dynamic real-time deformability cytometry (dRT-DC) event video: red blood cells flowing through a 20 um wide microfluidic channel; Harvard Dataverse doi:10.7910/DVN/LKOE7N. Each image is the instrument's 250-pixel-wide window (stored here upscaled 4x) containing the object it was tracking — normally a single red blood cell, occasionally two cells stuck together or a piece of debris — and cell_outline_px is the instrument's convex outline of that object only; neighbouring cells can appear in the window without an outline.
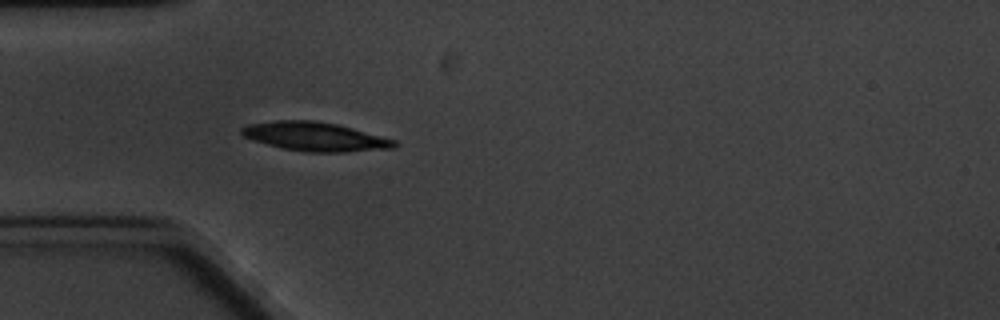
{"species": "common noctule bat (a hibernating species)", "species_latin": "Nyctalus noctula", "temperature_condition": "cold", "stored_images_in_passage": 1, "camera_frame_rate_fps": 3000, "um_per_image_px": 0.085, "animal": {"sex": "male", "body_mass_g": 20.1, "forearm_length_mm": 53.5}, "frame": {"image": 1, "passage_image": 1, "time_ms": 0.0, "image_size_px": [1000, 320], "cell_outline_px": [[400, 144], [392, 148], [344, 152], [304, 152], [284, 148], [252, 140], [244, 136], [240, 132], [240, 128], [248, 124], [276, 120], [316, 120], [336, 124], [352, 128], [396, 140]], "centroid_in_image_um": [26.77, 11.6], "position_along_channel_um": 58.2, "area_um2": 25.66}}